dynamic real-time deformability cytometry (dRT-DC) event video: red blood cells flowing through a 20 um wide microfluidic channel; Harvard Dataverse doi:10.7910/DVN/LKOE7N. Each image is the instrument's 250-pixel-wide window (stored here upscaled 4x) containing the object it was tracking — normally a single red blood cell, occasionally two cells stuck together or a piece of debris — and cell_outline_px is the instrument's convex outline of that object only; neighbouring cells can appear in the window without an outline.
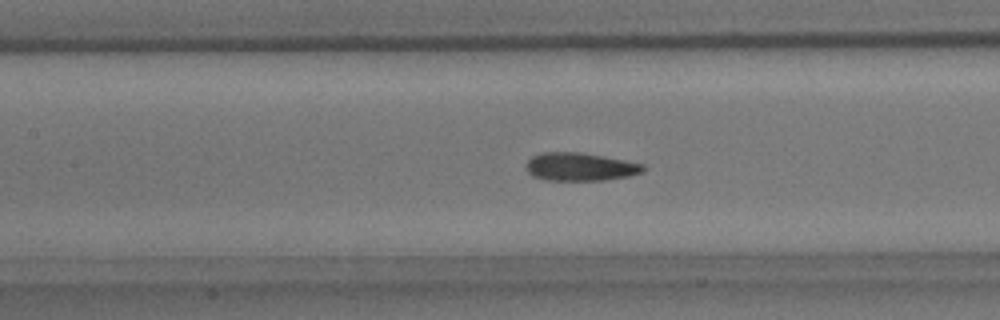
{"species": "common noctule bat (a hibernating species)", "species_latin": "Nyctalus noctula", "temperature_condition": "room temperature", "stored_images_in_passage": 51, "camera_frame_rate_fps": 3000, "um_per_image_px": 0.085, "animal": {"sex": "male", "body_mass_g": 15.6}, "frame": {"image": 1, "passage_image": 22, "time_ms": 7.0, "image_size_px": [1000, 320], "cell_outline_px": [[648, 168], [644, 172], [628, 176], [604, 180], [548, 180], [532, 176], [528, 172], [524, 164], [532, 156], [540, 152], [580, 152], [604, 156], [644, 164]], "centroid_in_image_um": [49.31, 14.17], "position_along_channel_um": 158.1, "area_um2": 19.36}}
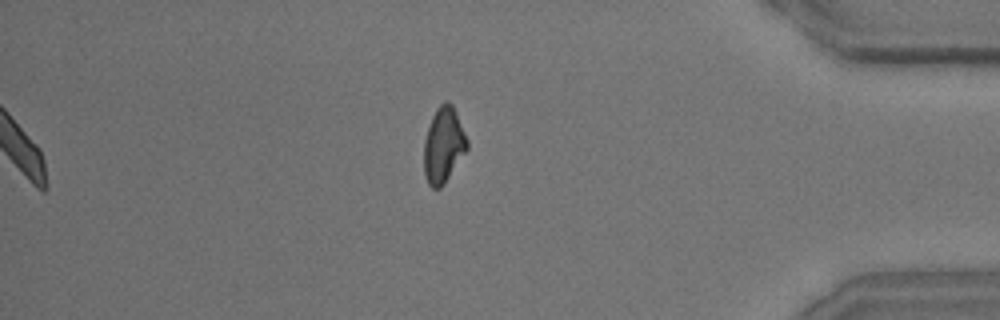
{"frame": {"image": 2, "passage_image": 51, "time_ms": 16.667, "image_size_px": [1000, 320], "cell_outline_px": [[468, 148], [444, 184], [440, 188], [432, 188], [428, 184], [424, 176], [424, 140], [432, 116], [436, 108], [444, 100], [448, 100], [452, 104], [456, 112], [468, 140]], "centroid_in_image_um": [37.69, 12.32], "position_along_channel_um": 397.5, "area_um2": 19.07}, "authors_computed_cell_mechanics": {"area_um2": 19.2474, "velocity_mm_per_s": 3.9174, "shape_relaxation_time_tau1_ms": 4.187, "shape_relaxation_time_tau2_ms": 2.4865, "deformation_change_tau1": 0.1119, "deformation_change_tau2": 0.0817}}